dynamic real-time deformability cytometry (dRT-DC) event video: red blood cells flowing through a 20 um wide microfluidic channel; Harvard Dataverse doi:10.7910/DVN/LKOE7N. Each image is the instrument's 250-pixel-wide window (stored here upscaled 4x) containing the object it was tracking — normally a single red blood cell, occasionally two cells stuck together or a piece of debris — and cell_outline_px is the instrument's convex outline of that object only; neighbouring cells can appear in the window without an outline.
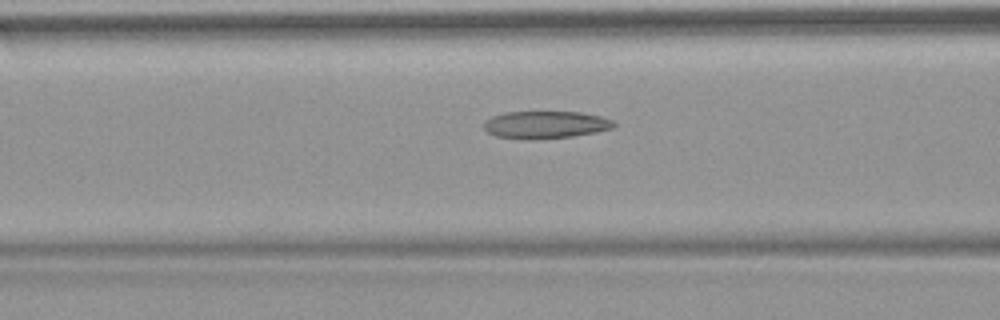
{"species": "common noctule bat (a hibernating species)", "species_latin": "Nyctalus noctula", "temperature_condition": "warm", "stored_images_in_passage": 30, "camera_frame_rate_fps": 3000, "um_per_image_px": 0.085, "animal": {"sex": "female", "body_mass_g": 18.4}, "frame": {"image": 1, "passage_image": 9, "time_ms": 2.667, "image_size_px": [1000, 320], "cell_outline_px": [[616, 124], [612, 128], [596, 132], [572, 136], [528, 140], [496, 136], [488, 132], [484, 128], [484, 120], [492, 116], [504, 112], [580, 112], [600, 116], [612, 120]], "centroid_in_image_um": [46.34, 10.6], "position_along_channel_um": 120.3, "area_um2": 20.75}}